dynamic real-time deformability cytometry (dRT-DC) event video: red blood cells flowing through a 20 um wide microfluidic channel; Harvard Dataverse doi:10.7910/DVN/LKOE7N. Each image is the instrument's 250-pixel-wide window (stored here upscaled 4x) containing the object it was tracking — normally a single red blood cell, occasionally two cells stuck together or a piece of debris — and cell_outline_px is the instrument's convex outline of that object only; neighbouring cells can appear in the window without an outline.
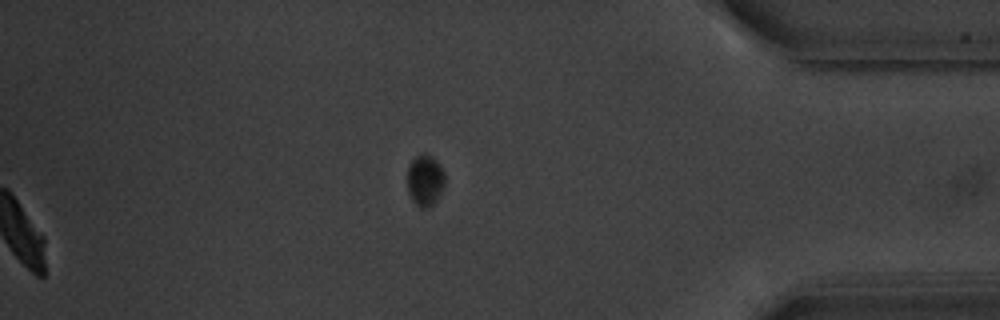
{"species": "common noctule bat (a hibernating species)", "species_latin": "Nyctalus noctula", "temperature_condition": "warm", "stored_images_in_passage": 58, "segment_of_instrument_passage": [2, 2], "camera_frame_rate_fps": 3000, "um_per_image_px": 0.085, "animal": {"sex": "male", "body_mass_g": 20.1, "forearm_length_mm": 53.5}, "frame": {"image": 1, "passage_image": 58, "time_ms": 19.0, "image_size_px": [1000, 320], "cell_outline_px": [[444, 188], [436, 200], [428, 208], [420, 208], [412, 200], [408, 192], [408, 164], [420, 152], [424, 152], [432, 156], [440, 164], [444, 172]], "centroid_in_image_um": [36.13, 15.3], "position_along_channel_um": 399.1, "area_um2": 11.39}}